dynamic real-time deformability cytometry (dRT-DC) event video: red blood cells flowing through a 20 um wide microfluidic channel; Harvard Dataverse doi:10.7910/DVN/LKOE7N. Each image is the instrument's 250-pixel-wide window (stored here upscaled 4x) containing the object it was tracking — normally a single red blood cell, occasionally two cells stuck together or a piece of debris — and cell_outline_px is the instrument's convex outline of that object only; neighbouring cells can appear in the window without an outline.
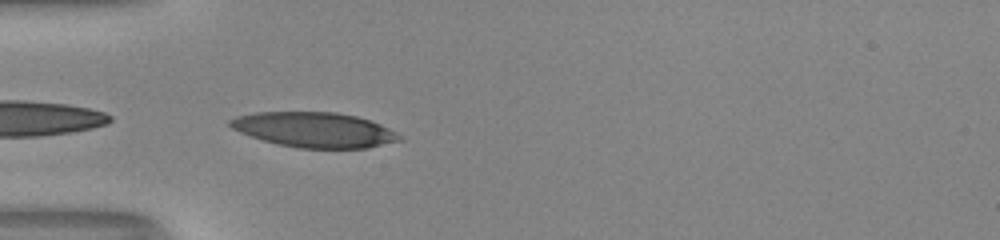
{"species": "human", "species_latin": "Homo sapiens", "temperature_condition": "room temperature", "stored_images_in_passage": 7, "camera_frame_rate_fps": 3000, "um_per_image_px": 0.085, "donor": {"sex": "male"}, "frame": {"image": 1, "passage_image": 1, "time_ms": 0.0, "image_size_px": [1000, 240], "cell_outline_px": [[404, 140], [368, 148], [296, 148], [264, 140], [240, 132], [232, 128], [228, 124], [228, 120], [236, 116], [256, 112], [336, 112], [356, 116], [372, 120], [396, 132]], "centroid_in_image_um": [26.75, 11.03], "position_along_channel_um": 58.3, "area_um2": 34.62}}